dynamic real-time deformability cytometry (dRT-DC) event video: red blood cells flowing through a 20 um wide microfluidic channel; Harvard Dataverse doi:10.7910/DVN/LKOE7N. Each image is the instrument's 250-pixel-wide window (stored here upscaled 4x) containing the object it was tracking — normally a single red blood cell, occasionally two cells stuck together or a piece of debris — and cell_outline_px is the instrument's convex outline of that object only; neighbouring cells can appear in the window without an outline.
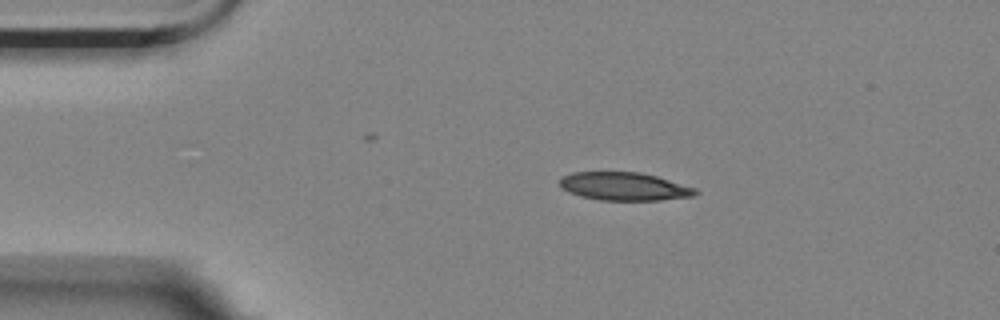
{"species": "Egyptian fruit bat (a non-hibernating species)", "species_latin": "Rousettus aegyptiacus", "temperature_condition": "room temperature", "stored_images_in_passage": 7, "camera_frame_rate_fps": 3000, "um_per_image_px": 0.085, "animal": {"sex": "female"}, "frame": {"image": 1, "passage_image": 3, "time_ms": 0.667, "image_size_px": [1000, 320], "cell_outline_px": [[700, 192], [692, 196], [660, 200], [600, 200], [580, 196], [568, 192], [560, 188], [560, 176], [572, 172], [640, 172], [656, 176], [696, 188]], "centroid_in_image_um": [53.02, 15.84], "position_along_channel_um": 32.0, "area_um2": 22.31}}
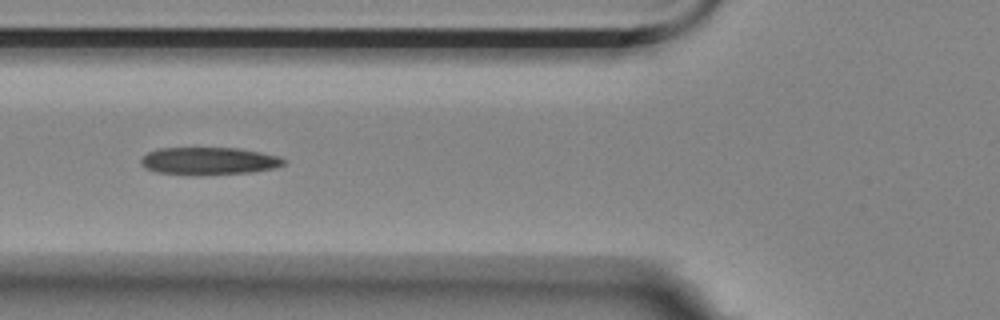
{"frame": {"image": 2, "passage_image": 6, "time_ms": 1.667, "image_size_px": [1000, 320], "cell_outline_px": [[288, 160], [284, 164], [272, 168], [252, 172], [200, 176], [156, 172], [144, 168], [140, 164], [140, 160], [148, 152], [160, 148], [240, 148], [280, 156]], "centroid_in_image_um": [17.75, 13.69], "position_along_channel_um": 108.0, "area_um2": 23.24}}
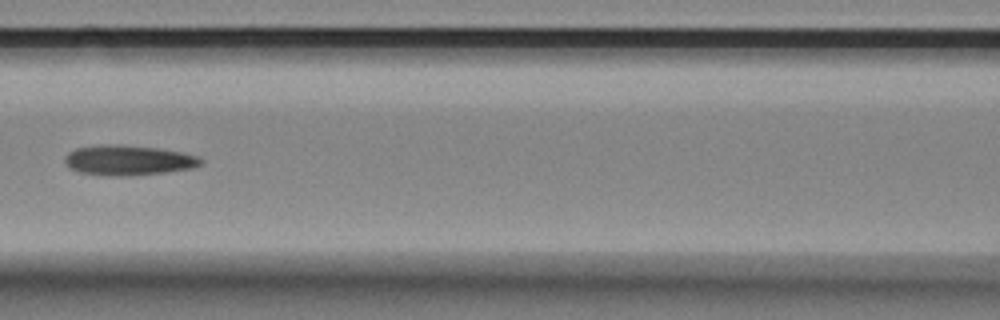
{"frame": {"image": 3, "passage_image": 7, "time_ms": 2.0, "image_size_px": [1000, 320], "cell_outline_px": [[204, 160], [200, 164], [192, 168], [164, 172], [128, 176], [112, 176], [80, 172], [72, 168], [64, 160], [68, 152], [76, 148], [100, 144], [116, 144], [160, 148], [184, 152], [200, 156]], "centroid_in_image_um": [10.95, 13.6], "position_along_channel_um": 155.6, "area_um2": 23.87}}